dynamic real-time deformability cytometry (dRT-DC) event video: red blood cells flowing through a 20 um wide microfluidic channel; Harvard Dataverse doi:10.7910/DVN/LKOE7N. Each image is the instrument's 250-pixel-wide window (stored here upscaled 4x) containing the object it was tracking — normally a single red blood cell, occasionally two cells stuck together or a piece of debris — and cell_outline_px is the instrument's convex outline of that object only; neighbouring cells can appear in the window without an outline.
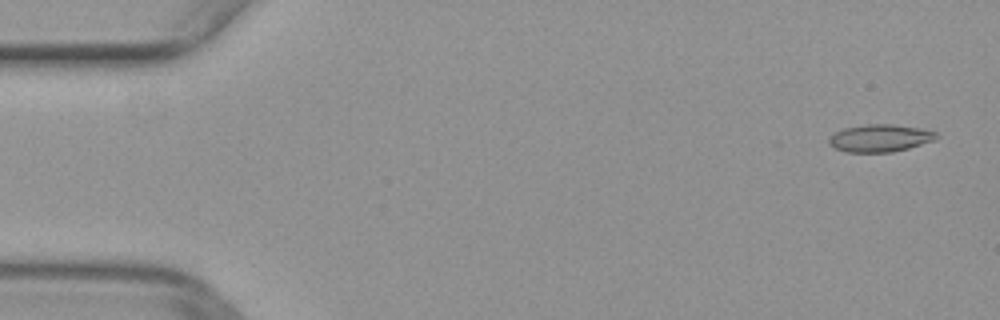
{"species": "common noctule bat (a hibernating species)", "species_latin": "Nyctalus noctula", "temperature_condition": "warm", "stored_images_in_passage": 13, "camera_frame_rate_fps": 3000, "um_per_image_px": 0.085, "animal": {"sex": "female", "body_mass_g": 29.2, "forearm_length_mm": 56.3}, "frame": {"image": 1, "passage_image": 2, "time_ms": 0.333, "image_size_px": [1000, 320], "cell_outline_px": [[940, 136], [936, 140], [908, 148], [892, 152], [844, 152], [832, 148], [828, 144], [828, 136], [844, 128], [868, 124], [892, 124], [920, 128], [936, 132]], "centroid_in_image_um": [74.78, 11.75], "position_along_channel_um": 10.2, "area_um2": 17.4}}